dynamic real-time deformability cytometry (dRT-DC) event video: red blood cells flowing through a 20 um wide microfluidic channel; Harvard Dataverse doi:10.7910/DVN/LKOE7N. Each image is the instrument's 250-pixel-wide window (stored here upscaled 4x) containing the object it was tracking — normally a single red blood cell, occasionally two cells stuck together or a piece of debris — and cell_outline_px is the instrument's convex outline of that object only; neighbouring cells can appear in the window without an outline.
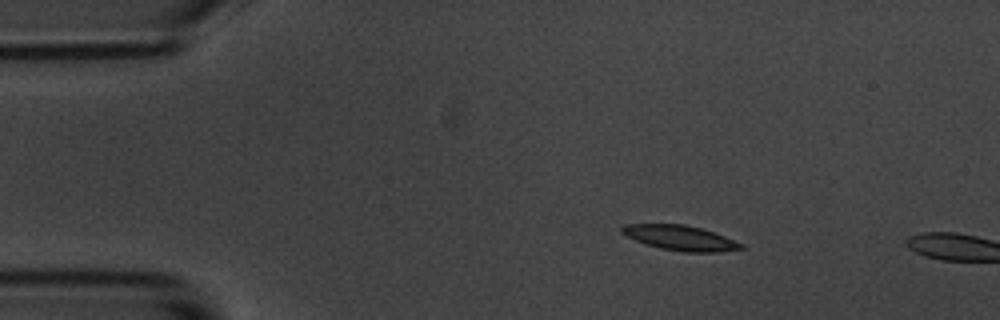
{"species": "common noctule bat (a hibernating species)", "species_latin": "Nyctalus noctula", "temperature_condition": "room temperature", "stored_images_in_passage": 4, "camera_frame_rate_fps": 3000, "um_per_image_px": 0.085, "animal": {"sex": "male", "body_mass_g": 20.1, "forearm_length_mm": 53.5}, "frame": {"image": 1, "passage_image": 2, "time_ms": 1.333, "image_size_px": [1000, 320], "cell_outline_px": [[744, 248], [720, 252], [684, 252], [660, 248], [636, 240], [620, 232], [620, 228], [624, 224], [684, 224], [700, 228], [724, 236], [744, 244]], "centroid_in_image_um": [57.83, 20.22], "position_along_channel_um": 27.2, "area_um2": 17.17}}